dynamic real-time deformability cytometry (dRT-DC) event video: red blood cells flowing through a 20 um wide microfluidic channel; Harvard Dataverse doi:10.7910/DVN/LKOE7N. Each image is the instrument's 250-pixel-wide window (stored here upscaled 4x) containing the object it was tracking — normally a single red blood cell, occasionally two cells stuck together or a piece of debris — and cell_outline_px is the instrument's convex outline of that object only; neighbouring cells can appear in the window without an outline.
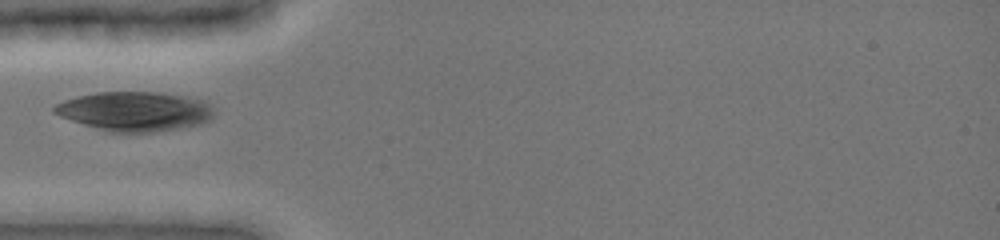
{"species": "common noctule bat (a hibernating species)", "species_latin": "Nyctalus noctula", "temperature_condition": "cold", "stored_images_in_passage": 45, "camera_frame_rate_fps": 3000, "um_per_image_px": 0.085, "animal": {"sex": "female", "body_mass_g": 19.0, "forearm_length_mm": 51.5}, "frame": {"image": 1, "passage_image": 1, "time_ms": 0.0, "image_size_px": [1000, 240], "cell_outline_px": [[212, 120], [200, 124], [152, 132], [104, 132], [60, 116], [52, 112], [52, 108], [56, 104], [64, 100], [76, 96], [96, 92], [160, 92], [184, 96], [200, 100], [208, 104], [212, 108]], "centroid_in_image_um": [11.4, 9.46], "position_along_channel_um": 73.6, "area_um2": 36.59}}